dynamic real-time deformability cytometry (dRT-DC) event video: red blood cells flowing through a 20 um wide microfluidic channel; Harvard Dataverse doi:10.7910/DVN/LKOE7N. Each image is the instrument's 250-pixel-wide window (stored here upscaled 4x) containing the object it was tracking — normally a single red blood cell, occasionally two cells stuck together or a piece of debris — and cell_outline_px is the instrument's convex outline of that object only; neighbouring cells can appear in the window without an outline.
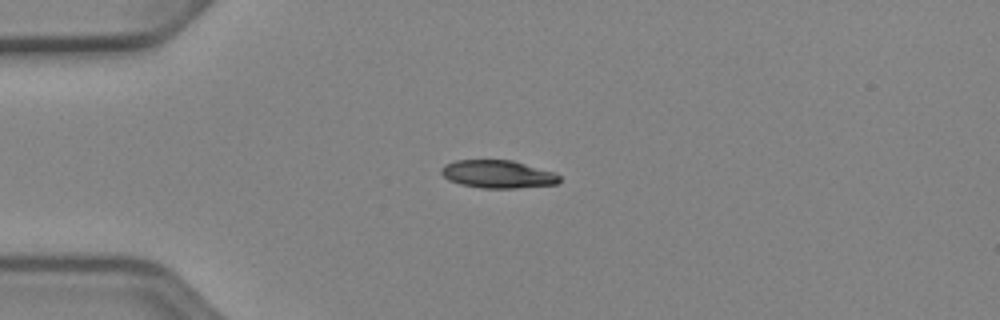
{"species": "Egyptian fruit bat (a non-hibernating species)", "species_latin": "Rousettus aegyptiacus", "temperature_condition": "cold", "stored_images_in_passage": 40, "camera_frame_rate_fps": 3000, "um_per_image_px": 0.085, "animal": {"sex": "female"}, "frame": {"image": 1, "passage_image": 1, "time_ms": 0.0, "image_size_px": [1000, 320], "cell_outline_px": [[560, 180], [556, 184], [516, 188], [480, 188], [460, 184], [448, 180], [440, 172], [440, 168], [444, 164], [456, 160], [512, 160], [556, 172], [560, 176]], "centroid_in_image_um": [42.3, 14.8], "position_along_channel_um": 42.7, "area_um2": 19.36}}
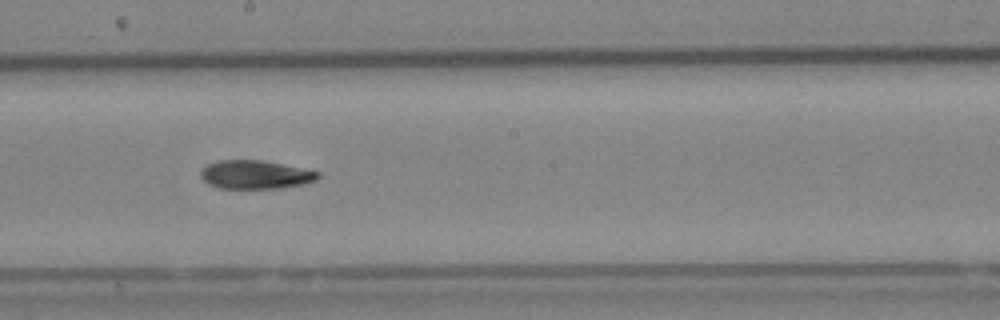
{"frame": {"image": 2, "passage_image": 17, "time_ms": 5.333, "image_size_px": [1000, 320], "cell_outline_px": [[320, 176], [316, 180], [300, 184], [280, 188], [220, 188], [208, 184], [200, 176], [200, 172], [208, 164], [220, 160], [260, 160], [320, 172]], "centroid_in_image_um": [21.68, 14.84], "position_along_channel_um": 226.5, "area_um2": 19.13}}
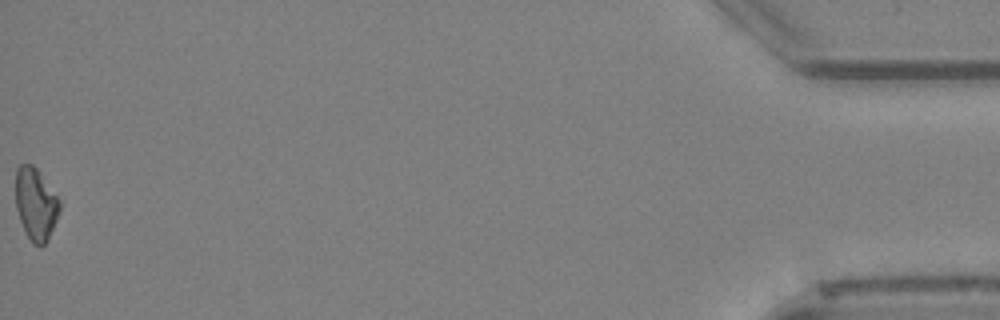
{"frame": {"image": 3, "passage_image": 40, "time_ms": 13.0, "image_size_px": [1000, 320], "cell_outline_px": [[60, 212], [48, 240], [40, 248], [32, 244], [20, 220], [16, 208], [16, 168], [20, 164], [32, 164], [40, 172], [60, 200]], "centroid_in_image_um": [3.05, 17.35], "position_along_channel_um": 432.1, "area_um2": 18.61}, "authors_computed_cell_mechanics": {"area_um2": 19.8254, "velocity_mm_per_s": 3.9479, "shape_relaxation_time_tau1_ms": 6.0495, "shape_relaxation_time_tau2_ms": null, "deformation_change_tau1": 0.138, "deformation_change_tau2": null}}